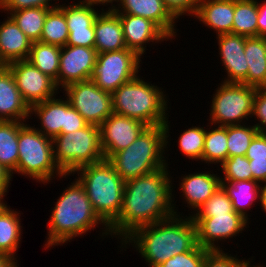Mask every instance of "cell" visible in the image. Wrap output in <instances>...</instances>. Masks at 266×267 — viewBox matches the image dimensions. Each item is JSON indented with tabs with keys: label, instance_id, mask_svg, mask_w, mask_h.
Returning <instances> with one entry per match:
<instances>
[{
	"label": "cell",
	"instance_id": "cell-6",
	"mask_svg": "<svg viewBox=\"0 0 266 267\" xmlns=\"http://www.w3.org/2000/svg\"><path fill=\"white\" fill-rule=\"evenodd\" d=\"M75 173L95 213L109 227L120 214L125 181L106 159L82 166L72 176Z\"/></svg>",
	"mask_w": 266,
	"mask_h": 267
},
{
	"label": "cell",
	"instance_id": "cell-4",
	"mask_svg": "<svg viewBox=\"0 0 266 267\" xmlns=\"http://www.w3.org/2000/svg\"><path fill=\"white\" fill-rule=\"evenodd\" d=\"M169 116L164 125L147 127L131 145L108 159L124 181L150 174L169 165L165 155L171 141Z\"/></svg>",
	"mask_w": 266,
	"mask_h": 267
},
{
	"label": "cell",
	"instance_id": "cell-8",
	"mask_svg": "<svg viewBox=\"0 0 266 267\" xmlns=\"http://www.w3.org/2000/svg\"><path fill=\"white\" fill-rule=\"evenodd\" d=\"M54 159L64 174H72L78 168L102 161L100 128L87 124L79 130L60 134L52 139Z\"/></svg>",
	"mask_w": 266,
	"mask_h": 267
},
{
	"label": "cell",
	"instance_id": "cell-16",
	"mask_svg": "<svg viewBox=\"0 0 266 267\" xmlns=\"http://www.w3.org/2000/svg\"><path fill=\"white\" fill-rule=\"evenodd\" d=\"M120 17L126 48L135 51L142 59L146 45L157 44L171 39L151 20L129 14ZM147 43V44H146ZM145 53V54H144Z\"/></svg>",
	"mask_w": 266,
	"mask_h": 267
},
{
	"label": "cell",
	"instance_id": "cell-53",
	"mask_svg": "<svg viewBox=\"0 0 266 267\" xmlns=\"http://www.w3.org/2000/svg\"><path fill=\"white\" fill-rule=\"evenodd\" d=\"M7 194H0V211L7 206V203L4 201V197Z\"/></svg>",
	"mask_w": 266,
	"mask_h": 267
},
{
	"label": "cell",
	"instance_id": "cell-25",
	"mask_svg": "<svg viewBox=\"0 0 266 267\" xmlns=\"http://www.w3.org/2000/svg\"><path fill=\"white\" fill-rule=\"evenodd\" d=\"M244 54L248 63V73L242 83L256 88H265L266 37H246Z\"/></svg>",
	"mask_w": 266,
	"mask_h": 267
},
{
	"label": "cell",
	"instance_id": "cell-5",
	"mask_svg": "<svg viewBox=\"0 0 266 267\" xmlns=\"http://www.w3.org/2000/svg\"><path fill=\"white\" fill-rule=\"evenodd\" d=\"M137 75L112 93L113 113L138 120L148 127L164 125L169 100L163 88Z\"/></svg>",
	"mask_w": 266,
	"mask_h": 267
},
{
	"label": "cell",
	"instance_id": "cell-9",
	"mask_svg": "<svg viewBox=\"0 0 266 267\" xmlns=\"http://www.w3.org/2000/svg\"><path fill=\"white\" fill-rule=\"evenodd\" d=\"M220 85V86H219ZM210 104V124L240 125L252 118L256 87L243 83H219ZM245 119V120H244ZM243 121V122H242Z\"/></svg>",
	"mask_w": 266,
	"mask_h": 267
},
{
	"label": "cell",
	"instance_id": "cell-23",
	"mask_svg": "<svg viewBox=\"0 0 266 267\" xmlns=\"http://www.w3.org/2000/svg\"><path fill=\"white\" fill-rule=\"evenodd\" d=\"M194 17L217 35L232 33L234 0H200Z\"/></svg>",
	"mask_w": 266,
	"mask_h": 267
},
{
	"label": "cell",
	"instance_id": "cell-49",
	"mask_svg": "<svg viewBox=\"0 0 266 267\" xmlns=\"http://www.w3.org/2000/svg\"><path fill=\"white\" fill-rule=\"evenodd\" d=\"M12 179L11 173L0 164V194H7Z\"/></svg>",
	"mask_w": 266,
	"mask_h": 267
},
{
	"label": "cell",
	"instance_id": "cell-24",
	"mask_svg": "<svg viewBox=\"0 0 266 267\" xmlns=\"http://www.w3.org/2000/svg\"><path fill=\"white\" fill-rule=\"evenodd\" d=\"M45 100L42 103L33 105L30 108V119L40 120L37 130L43 135L53 139L61 134V128L65 120V97ZM40 126V128H39Z\"/></svg>",
	"mask_w": 266,
	"mask_h": 267
},
{
	"label": "cell",
	"instance_id": "cell-36",
	"mask_svg": "<svg viewBox=\"0 0 266 267\" xmlns=\"http://www.w3.org/2000/svg\"><path fill=\"white\" fill-rule=\"evenodd\" d=\"M206 129L204 126H192L178 137L179 151L189 159L202 162Z\"/></svg>",
	"mask_w": 266,
	"mask_h": 267
},
{
	"label": "cell",
	"instance_id": "cell-19",
	"mask_svg": "<svg viewBox=\"0 0 266 267\" xmlns=\"http://www.w3.org/2000/svg\"><path fill=\"white\" fill-rule=\"evenodd\" d=\"M212 173V174H211ZM182 182L179 181V185L181 189L180 195L183 196L184 201L187 206L191 208L190 210L192 214H188L192 216L197 212V210L213 195V193L221 186V180L218 173L214 174L213 169L211 171H202V172H194L188 175L181 176Z\"/></svg>",
	"mask_w": 266,
	"mask_h": 267
},
{
	"label": "cell",
	"instance_id": "cell-15",
	"mask_svg": "<svg viewBox=\"0 0 266 267\" xmlns=\"http://www.w3.org/2000/svg\"><path fill=\"white\" fill-rule=\"evenodd\" d=\"M147 127L138 120L112 113L99 126L104 158L108 160L114 153L127 148Z\"/></svg>",
	"mask_w": 266,
	"mask_h": 267
},
{
	"label": "cell",
	"instance_id": "cell-2",
	"mask_svg": "<svg viewBox=\"0 0 266 267\" xmlns=\"http://www.w3.org/2000/svg\"><path fill=\"white\" fill-rule=\"evenodd\" d=\"M120 244L121 251H126L130 244L135 246L148 267H156L197 245L196 226L191 216L174 214L134 230Z\"/></svg>",
	"mask_w": 266,
	"mask_h": 267
},
{
	"label": "cell",
	"instance_id": "cell-38",
	"mask_svg": "<svg viewBox=\"0 0 266 267\" xmlns=\"http://www.w3.org/2000/svg\"><path fill=\"white\" fill-rule=\"evenodd\" d=\"M235 212L232 202L221 185L193 215H221Z\"/></svg>",
	"mask_w": 266,
	"mask_h": 267
},
{
	"label": "cell",
	"instance_id": "cell-29",
	"mask_svg": "<svg viewBox=\"0 0 266 267\" xmlns=\"http://www.w3.org/2000/svg\"><path fill=\"white\" fill-rule=\"evenodd\" d=\"M19 121H0V164L11 174L18 164Z\"/></svg>",
	"mask_w": 266,
	"mask_h": 267
},
{
	"label": "cell",
	"instance_id": "cell-32",
	"mask_svg": "<svg viewBox=\"0 0 266 267\" xmlns=\"http://www.w3.org/2000/svg\"><path fill=\"white\" fill-rule=\"evenodd\" d=\"M50 10L48 8L32 7L13 11L8 16L32 42H36L40 41L44 21Z\"/></svg>",
	"mask_w": 266,
	"mask_h": 267
},
{
	"label": "cell",
	"instance_id": "cell-1",
	"mask_svg": "<svg viewBox=\"0 0 266 267\" xmlns=\"http://www.w3.org/2000/svg\"><path fill=\"white\" fill-rule=\"evenodd\" d=\"M172 178L169 166L166 165L150 174L125 181L120 214L109 226L111 238L117 237L121 243L140 227L174 214L182 215L176 209Z\"/></svg>",
	"mask_w": 266,
	"mask_h": 267
},
{
	"label": "cell",
	"instance_id": "cell-35",
	"mask_svg": "<svg viewBox=\"0 0 266 267\" xmlns=\"http://www.w3.org/2000/svg\"><path fill=\"white\" fill-rule=\"evenodd\" d=\"M258 133L254 125H230L227 126L228 158L236 155L245 156L251 141Z\"/></svg>",
	"mask_w": 266,
	"mask_h": 267
},
{
	"label": "cell",
	"instance_id": "cell-22",
	"mask_svg": "<svg viewBox=\"0 0 266 267\" xmlns=\"http://www.w3.org/2000/svg\"><path fill=\"white\" fill-rule=\"evenodd\" d=\"M31 44L32 41L9 16L0 23V62L3 65L27 60Z\"/></svg>",
	"mask_w": 266,
	"mask_h": 267
},
{
	"label": "cell",
	"instance_id": "cell-51",
	"mask_svg": "<svg viewBox=\"0 0 266 267\" xmlns=\"http://www.w3.org/2000/svg\"><path fill=\"white\" fill-rule=\"evenodd\" d=\"M0 267H19V264L11 256L0 253Z\"/></svg>",
	"mask_w": 266,
	"mask_h": 267
},
{
	"label": "cell",
	"instance_id": "cell-40",
	"mask_svg": "<svg viewBox=\"0 0 266 267\" xmlns=\"http://www.w3.org/2000/svg\"><path fill=\"white\" fill-rule=\"evenodd\" d=\"M250 260L239 259L237 255H231L223 250L210 251L204 260L203 267H243Z\"/></svg>",
	"mask_w": 266,
	"mask_h": 267
},
{
	"label": "cell",
	"instance_id": "cell-39",
	"mask_svg": "<svg viewBox=\"0 0 266 267\" xmlns=\"http://www.w3.org/2000/svg\"><path fill=\"white\" fill-rule=\"evenodd\" d=\"M210 251L197 244L191 251L177 254L156 267H203Z\"/></svg>",
	"mask_w": 266,
	"mask_h": 267
},
{
	"label": "cell",
	"instance_id": "cell-50",
	"mask_svg": "<svg viewBox=\"0 0 266 267\" xmlns=\"http://www.w3.org/2000/svg\"><path fill=\"white\" fill-rule=\"evenodd\" d=\"M81 2L94 5V6H107L108 10H113V8L116 6L115 2L118 3L119 0H80ZM114 3V4H113Z\"/></svg>",
	"mask_w": 266,
	"mask_h": 267
},
{
	"label": "cell",
	"instance_id": "cell-46",
	"mask_svg": "<svg viewBox=\"0 0 266 267\" xmlns=\"http://www.w3.org/2000/svg\"><path fill=\"white\" fill-rule=\"evenodd\" d=\"M248 159H266V134L258 132L250 143L246 155Z\"/></svg>",
	"mask_w": 266,
	"mask_h": 267
},
{
	"label": "cell",
	"instance_id": "cell-54",
	"mask_svg": "<svg viewBox=\"0 0 266 267\" xmlns=\"http://www.w3.org/2000/svg\"><path fill=\"white\" fill-rule=\"evenodd\" d=\"M253 258H254V257L251 256L250 261L248 260V261L243 265V267H263V266H262L261 264H259V263H258V265H256V266H255V265L251 266V262H252L251 260H253Z\"/></svg>",
	"mask_w": 266,
	"mask_h": 267
},
{
	"label": "cell",
	"instance_id": "cell-20",
	"mask_svg": "<svg viewBox=\"0 0 266 267\" xmlns=\"http://www.w3.org/2000/svg\"><path fill=\"white\" fill-rule=\"evenodd\" d=\"M30 119V107L22 99L9 68H0V121L26 122Z\"/></svg>",
	"mask_w": 266,
	"mask_h": 267
},
{
	"label": "cell",
	"instance_id": "cell-13",
	"mask_svg": "<svg viewBox=\"0 0 266 267\" xmlns=\"http://www.w3.org/2000/svg\"><path fill=\"white\" fill-rule=\"evenodd\" d=\"M6 66L14 77L22 99L30 108L60 93L55 82L28 60L15 61Z\"/></svg>",
	"mask_w": 266,
	"mask_h": 267
},
{
	"label": "cell",
	"instance_id": "cell-27",
	"mask_svg": "<svg viewBox=\"0 0 266 267\" xmlns=\"http://www.w3.org/2000/svg\"><path fill=\"white\" fill-rule=\"evenodd\" d=\"M10 208L7 205L0 211V253L18 261V256L15 254L21 243L23 226H21V213L17 212V209Z\"/></svg>",
	"mask_w": 266,
	"mask_h": 267
},
{
	"label": "cell",
	"instance_id": "cell-45",
	"mask_svg": "<svg viewBox=\"0 0 266 267\" xmlns=\"http://www.w3.org/2000/svg\"><path fill=\"white\" fill-rule=\"evenodd\" d=\"M66 45L94 48L95 46L94 28L69 30V35Z\"/></svg>",
	"mask_w": 266,
	"mask_h": 267
},
{
	"label": "cell",
	"instance_id": "cell-3",
	"mask_svg": "<svg viewBox=\"0 0 266 267\" xmlns=\"http://www.w3.org/2000/svg\"><path fill=\"white\" fill-rule=\"evenodd\" d=\"M68 185L58 197L49 216L44 249H51L60 244L63 246L75 237L96 230L99 225H102V238L111 235L109 227L95 213L84 187L76 177Z\"/></svg>",
	"mask_w": 266,
	"mask_h": 267
},
{
	"label": "cell",
	"instance_id": "cell-10",
	"mask_svg": "<svg viewBox=\"0 0 266 267\" xmlns=\"http://www.w3.org/2000/svg\"><path fill=\"white\" fill-rule=\"evenodd\" d=\"M140 64L141 57L128 48L99 53L91 80L100 89L112 94L139 74Z\"/></svg>",
	"mask_w": 266,
	"mask_h": 267
},
{
	"label": "cell",
	"instance_id": "cell-48",
	"mask_svg": "<svg viewBox=\"0 0 266 267\" xmlns=\"http://www.w3.org/2000/svg\"><path fill=\"white\" fill-rule=\"evenodd\" d=\"M258 6V20H257V36L266 37V1L260 3Z\"/></svg>",
	"mask_w": 266,
	"mask_h": 267
},
{
	"label": "cell",
	"instance_id": "cell-14",
	"mask_svg": "<svg viewBox=\"0 0 266 267\" xmlns=\"http://www.w3.org/2000/svg\"><path fill=\"white\" fill-rule=\"evenodd\" d=\"M97 55L95 48L69 45L61 47L58 89L61 91L69 84L91 79Z\"/></svg>",
	"mask_w": 266,
	"mask_h": 267
},
{
	"label": "cell",
	"instance_id": "cell-17",
	"mask_svg": "<svg viewBox=\"0 0 266 267\" xmlns=\"http://www.w3.org/2000/svg\"><path fill=\"white\" fill-rule=\"evenodd\" d=\"M219 50L226 77L222 82L242 83L248 73V63L245 59V36L232 33L216 35Z\"/></svg>",
	"mask_w": 266,
	"mask_h": 267
},
{
	"label": "cell",
	"instance_id": "cell-44",
	"mask_svg": "<svg viewBox=\"0 0 266 267\" xmlns=\"http://www.w3.org/2000/svg\"><path fill=\"white\" fill-rule=\"evenodd\" d=\"M88 123L80 115V113L75 110L65 98V120L64 126L61 128V134L70 133L81 128H84Z\"/></svg>",
	"mask_w": 266,
	"mask_h": 267
},
{
	"label": "cell",
	"instance_id": "cell-18",
	"mask_svg": "<svg viewBox=\"0 0 266 267\" xmlns=\"http://www.w3.org/2000/svg\"><path fill=\"white\" fill-rule=\"evenodd\" d=\"M116 14L140 16L154 22L171 40L178 30L177 19L164 5L163 0H119L113 8ZM177 31V32H176Z\"/></svg>",
	"mask_w": 266,
	"mask_h": 267
},
{
	"label": "cell",
	"instance_id": "cell-41",
	"mask_svg": "<svg viewBox=\"0 0 266 267\" xmlns=\"http://www.w3.org/2000/svg\"><path fill=\"white\" fill-rule=\"evenodd\" d=\"M0 0V10L4 13L9 14L13 11H18L21 9L39 7V8H48L54 9L58 8L60 3L56 0ZM6 11V12H5Z\"/></svg>",
	"mask_w": 266,
	"mask_h": 267
},
{
	"label": "cell",
	"instance_id": "cell-26",
	"mask_svg": "<svg viewBox=\"0 0 266 267\" xmlns=\"http://www.w3.org/2000/svg\"><path fill=\"white\" fill-rule=\"evenodd\" d=\"M221 185L227 192L235 212L249 221L250 215L247 211L255 202H260L262 185L254 180L221 182Z\"/></svg>",
	"mask_w": 266,
	"mask_h": 267
},
{
	"label": "cell",
	"instance_id": "cell-21",
	"mask_svg": "<svg viewBox=\"0 0 266 267\" xmlns=\"http://www.w3.org/2000/svg\"><path fill=\"white\" fill-rule=\"evenodd\" d=\"M102 8L94 21V48L98 54L125 49L120 17L113 10L104 9V6Z\"/></svg>",
	"mask_w": 266,
	"mask_h": 267
},
{
	"label": "cell",
	"instance_id": "cell-52",
	"mask_svg": "<svg viewBox=\"0 0 266 267\" xmlns=\"http://www.w3.org/2000/svg\"><path fill=\"white\" fill-rule=\"evenodd\" d=\"M260 208L266 213V185H263L260 191Z\"/></svg>",
	"mask_w": 266,
	"mask_h": 267
},
{
	"label": "cell",
	"instance_id": "cell-43",
	"mask_svg": "<svg viewBox=\"0 0 266 267\" xmlns=\"http://www.w3.org/2000/svg\"><path fill=\"white\" fill-rule=\"evenodd\" d=\"M166 8L178 20L180 16L193 17L196 13L200 0H163Z\"/></svg>",
	"mask_w": 266,
	"mask_h": 267
},
{
	"label": "cell",
	"instance_id": "cell-28",
	"mask_svg": "<svg viewBox=\"0 0 266 267\" xmlns=\"http://www.w3.org/2000/svg\"><path fill=\"white\" fill-rule=\"evenodd\" d=\"M61 47L40 41L32 42L28 61L50 77L58 88V72Z\"/></svg>",
	"mask_w": 266,
	"mask_h": 267
},
{
	"label": "cell",
	"instance_id": "cell-31",
	"mask_svg": "<svg viewBox=\"0 0 266 267\" xmlns=\"http://www.w3.org/2000/svg\"><path fill=\"white\" fill-rule=\"evenodd\" d=\"M258 0H234L232 34L257 36Z\"/></svg>",
	"mask_w": 266,
	"mask_h": 267
},
{
	"label": "cell",
	"instance_id": "cell-12",
	"mask_svg": "<svg viewBox=\"0 0 266 267\" xmlns=\"http://www.w3.org/2000/svg\"><path fill=\"white\" fill-rule=\"evenodd\" d=\"M196 226L197 244L211 251L222 250L219 242L236 237L249 223L241 214L192 215ZM221 247V248H220Z\"/></svg>",
	"mask_w": 266,
	"mask_h": 267
},
{
	"label": "cell",
	"instance_id": "cell-34",
	"mask_svg": "<svg viewBox=\"0 0 266 267\" xmlns=\"http://www.w3.org/2000/svg\"><path fill=\"white\" fill-rule=\"evenodd\" d=\"M69 35L64 13L59 8L51 9L45 18L40 42L63 47Z\"/></svg>",
	"mask_w": 266,
	"mask_h": 267
},
{
	"label": "cell",
	"instance_id": "cell-47",
	"mask_svg": "<svg viewBox=\"0 0 266 267\" xmlns=\"http://www.w3.org/2000/svg\"><path fill=\"white\" fill-rule=\"evenodd\" d=\"M252 180L266 185V159H249Z\"/></svg>",
	"mask_w": 266,
	"mask_h": 267
},
{
	"label": "cell",
	"instance_id": "cell-33",
	"mask_svg": "<svg viewBox=\"0 0 266 267\" xmlns=\"http://www.w3.org/2000/svg\"><path fill=\"white\" fill-rule=\"evenodd\" d=\"M59 5V9L64 13L68 30H80L94 28V21L101 12L96 10L94 5L81 1ZM66 4V5H65Z\"/></svg>",
	"mask_w": 266,
	"mask_h": 267
},
{
	"label": "cell",
	"instance_id": "cell-7",
	"mask_svg": "<svg viewBox=\"0 0 266 267\" xmlns=\"http://www.w3.org/2000/svg\"><path fill=\"white\" fill-rule=\"evenodd\" d=\"M18 153L17 169L11 174L12 178L17 173L46 185L56 177L70 176L64 174L55 162L52 139L28 122L19 121Z\"/></svg>",
	"mask_w": 266,
	"mask_h": 267
},
{
	"label": "cell",
	"instance_id": "cell-30",
	"mask_svg": "<svg viewBox=\"0 0 266 267\" xmlns=\"http://www.w3.org/2000/svg\"><path fill=\"white\" fill-rule=\"evenodd\" d=\"M209 124L213 127L212 130L206 128V136L204 142V149L202 155V162L204 164H222L228 158V148H227V126H219L214 124ZM215 127V128H214Z\"/></svg>",
	"mask_w": 266,
	"mask_h": 267
},
{
	"label": "cell",
	"instance_id": "cell-11",
	"mask_svg": "<svg viewBox=\"0 0 266 267\" xmlns=\"http://www.w3.org/2000/svg\"><path fill=\"white\" fill-rule=\"evenodd\" d=\"M63 96L88 124L100 126L112 113V94L89 79L67 85Z\"/></svg>",
	"mask_w": 266,
	"mask_h": 267
},
{
	"label": "cell",
	"instance_id": "cell-42",
	"mask_svg": "<svg viewBox=\"0 0 266 267\" xmlns=\"http://www.w3.org/2000/svg\"><path fill=\"white\" fill-rule=\"evenodd\" d=\"M258 120L254 126L258 129V132L266 134V87L257 88L253 101L252 117Z\"/></svg>",
	"mask_w": 266,
	"mask_h": 267
},
{
	"label": "cell",
	"instance_id": "cell-37",
	"mask_svg": "<svg viewBox=\"0 0 266 267\" xmlns=\"http://www.w3.org/2000/svg\"><path fill=\"white\" fill-rule=\"evenodd\" d=\"M219 167L223 175L220 176L221 182L252 180V171L246 156L229 157Z\"/></svg>",
	"mask_w": 266,
	"mask_h": 267
}]
</instances>
